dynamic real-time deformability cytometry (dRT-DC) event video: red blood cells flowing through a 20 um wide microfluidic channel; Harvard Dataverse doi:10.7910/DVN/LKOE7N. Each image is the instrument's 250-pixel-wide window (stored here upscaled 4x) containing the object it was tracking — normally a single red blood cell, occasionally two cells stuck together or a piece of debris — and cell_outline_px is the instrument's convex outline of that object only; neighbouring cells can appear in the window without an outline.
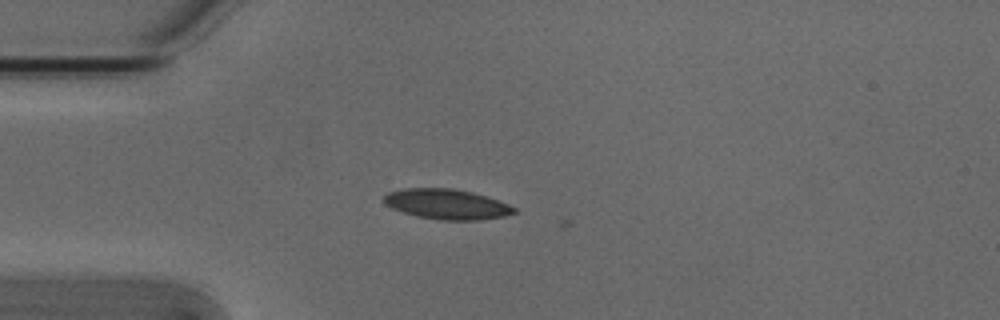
{"species": "Egyptian fruit bat (a non-hibernating species)", "species_latin": "Rousettus aegyptiacus", "temperature_condition": "cold", "stored_images_in_passage": 3, "camera_frame_rate_fps": 3000, "um_per_image_px": 0.085, "animal": {"sex": "male"}, "frame": {"image": 1, "passage_image": 2, "time_ms": 0.333, "image_size_px": [1000, 320], "cell_outline_px": [[516, 212], [504, 216], [480, 220], [440, 220], [416, 216], [392, 208], [384, 204], [384, 196], [388, 192], [404, 188], [452, 188], [472, 192], [508, 204], [516, 208]], "centroid_in_image_um": [37.95, 17.35], "position_along_channel_um": 47.0, "area_um2": 22.77}}